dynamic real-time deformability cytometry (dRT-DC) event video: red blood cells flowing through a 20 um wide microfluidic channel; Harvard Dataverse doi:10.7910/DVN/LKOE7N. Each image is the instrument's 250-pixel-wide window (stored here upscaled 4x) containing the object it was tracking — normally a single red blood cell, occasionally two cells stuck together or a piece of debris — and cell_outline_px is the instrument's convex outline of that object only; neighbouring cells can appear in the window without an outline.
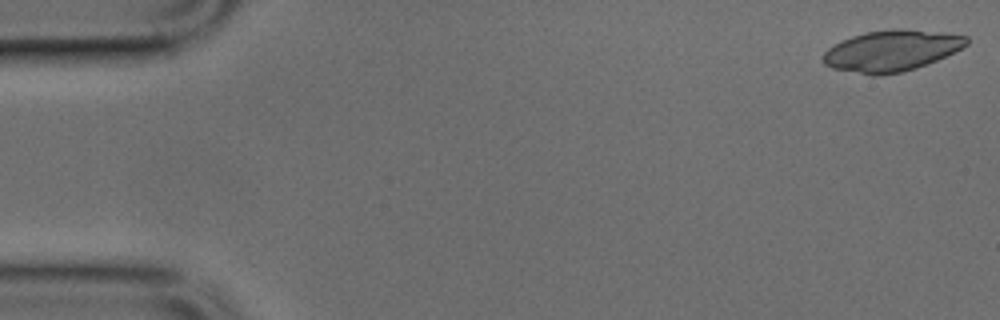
{"species": "common noctule bat (a hibernating species)", "species_latin": "Nyctalus noctula", "temperature_condition": "cold", "stored_images_in_passage": 48, "camera_frame_rate_fps": 3000, "um_per_image_px": 0.085, "animal": {"sex": "male", "body_mass_g": 17.9, "forearm_length_mm": 54.2}, "frame": {"image": 1, "passage_image": 1, "time_ms": 0.0, "image_size_px": [1000, 320], "cell_outline_px": [[968, 44], [936, 60], [916, 68], [900, 72], [880, 76], [872, 76], [832, 68], [824, 64], [824, 52], [828, 48], [840, 40], [864, 32], [892, 28], [904, 28], [968, 36]], "centroid_in_image_um": [75.73, 4.31], "position_along_channel_um": 9.3, "area_um2": 34.28}}